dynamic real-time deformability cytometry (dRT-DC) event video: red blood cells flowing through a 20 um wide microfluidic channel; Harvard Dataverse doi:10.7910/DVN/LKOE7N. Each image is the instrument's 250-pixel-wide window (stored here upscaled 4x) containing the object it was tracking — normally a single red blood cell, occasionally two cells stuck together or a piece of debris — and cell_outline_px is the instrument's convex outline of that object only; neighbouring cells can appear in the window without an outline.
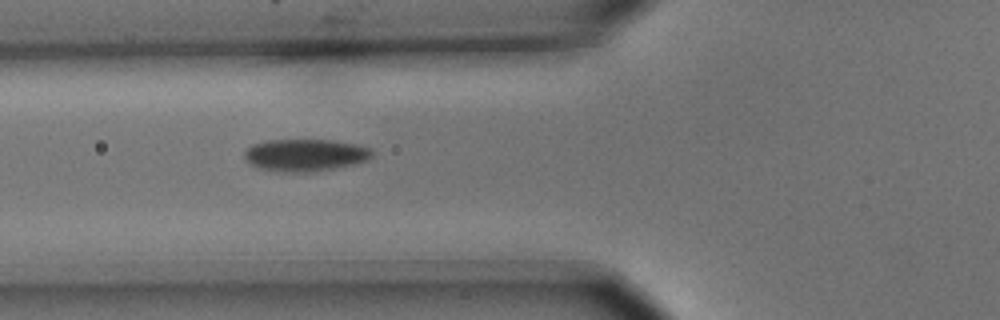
{"species": "common noctule bat (a hibernating species)", "species_latin": "Nyctalus noctula", "temperature_condition": "cold", "stored_images_in_passage": 4, "camera_frame_rate_fps": 3000, "um_per_image_px": 0.085, "animal": {"sex": "male", "body_mass_g": 15.6}, "frame": {"image": 1, "passage_image": 4, "time_ms": 1.0, "image_size_px": [1000, 320], "cell_outline_px": [[372, 156], [368, 160], [356, 164], [336, 168], [308, 172], [284, 172], [256, 168], [248, 164], [244, 160], [244, 152], [252, 144], [268, 140], [332, 140], [360, 144], [372, 148]], "centroid_in_image_um": [25.95, 13.18], "position_along_channel_um": 99.9, "area_um2": 24.39}}